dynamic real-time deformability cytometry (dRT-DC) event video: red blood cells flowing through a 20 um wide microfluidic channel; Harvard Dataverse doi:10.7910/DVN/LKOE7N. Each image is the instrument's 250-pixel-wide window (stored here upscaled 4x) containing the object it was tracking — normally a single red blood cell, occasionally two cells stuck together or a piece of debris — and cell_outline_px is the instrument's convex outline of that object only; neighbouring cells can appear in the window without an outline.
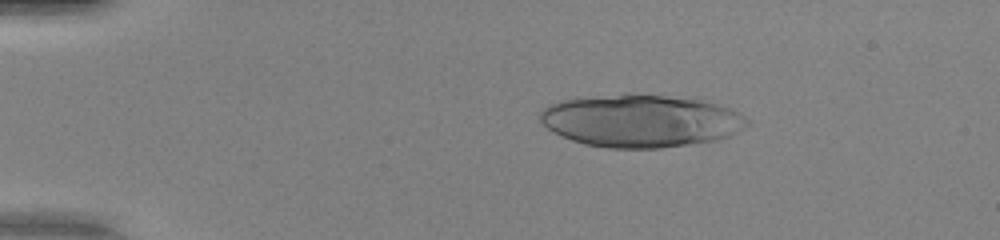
{"species": "human", "species_latin": "Homo sapiens", "temperature_condition": "warm", "stored_images_in_passage": 25, "camera_frame_rate_fps": 3000, "um_per_image_px": 0.085, "donor": {"sex": "female"}, "frame": {"image": 1, "passage_image": 10, "time_ms": 3.0, "image_size_px": [1000, 240], "cell_outline_px": [[748, 124], [744, 128], [728, 136], [716, 140], [696, 144], [660, 148], [608, 148], [584, 144], [572, 140], [552, 132], [540, 120], [540, 112], [548, 104], [560, 100], [580, 96], [624, 92], [628, 92], [700, 100], [716, 104], [728, 108], [744, 116], [748, 120]], "centroid_in_image_um": [54.4, 10.25], "position_along_channel_um": 30.6, "area_um2": 64.1}}
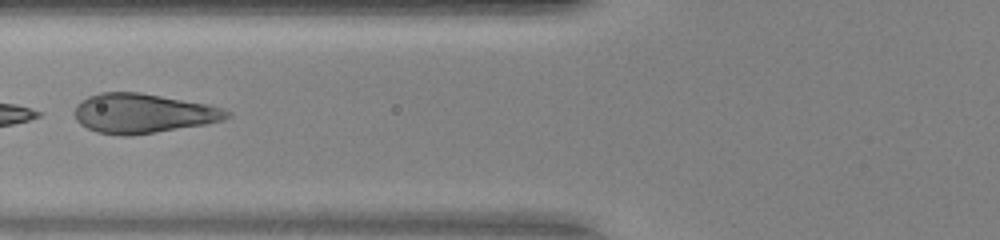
{"frame": {"image": 2, "passage_image": 22, "time_ms": 7.0, "image_size_px": [1000, 240], "cell_outline_px": [[232, 116], [224, 120], [208, 124], [156, 132], [128, 136], [120, 136], [96, 132], [80, 124], [76, 120], [76, 104], [80, 100], [88, 96], [100, 92], [140, 92], [208, 104], [224, 108], [232, 112]], "centroid_in_image_um": [12.19, 9.63], "position_along_channel_um": 113.6, "area_um2": 35.43}}